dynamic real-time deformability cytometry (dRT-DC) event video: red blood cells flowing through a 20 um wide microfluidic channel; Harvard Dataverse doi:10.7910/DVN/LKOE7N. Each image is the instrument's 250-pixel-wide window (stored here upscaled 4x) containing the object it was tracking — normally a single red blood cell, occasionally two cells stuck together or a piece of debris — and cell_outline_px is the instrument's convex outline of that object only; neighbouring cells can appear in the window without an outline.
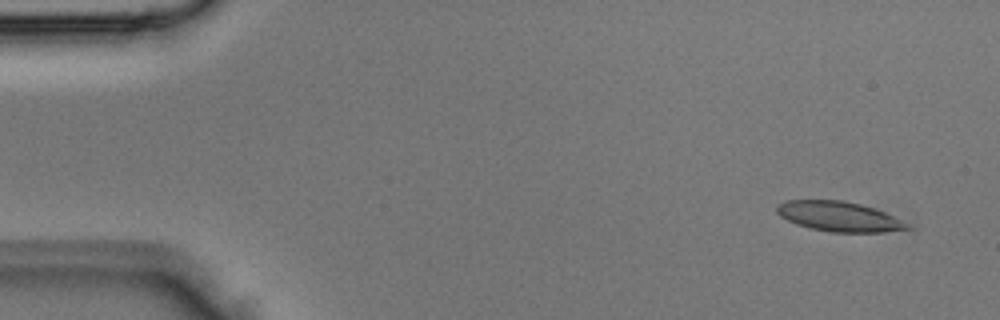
{"species": "Egyptian fruit bat (a non-hibernating species)", "species_latin": "Rousettus aegyptiacus", "temperature_condition": "room temperature", "stored_images_in_passage": 4, "camera_frame_rate_fps": 3000, "um_per_image_px": 0.085, "animal": {"sex": "male"}, "frame": {"image": 1, "passage_image": 1, "time_ms": 0.0, "image_size_px": [1000, 320], "cell_outline_px": [[912, 228], [884, 232], [832, 232], [808, 228], [796, 224], [780, 216], [776, 212], [776, 204], [784, 200], [844, 200], [860, 204], [884, 212], [908, 224]], "centroid_in_image_um": [71.25, 18.4], "position_along_channel_um": 13.8, "area_um2": 22.66}}
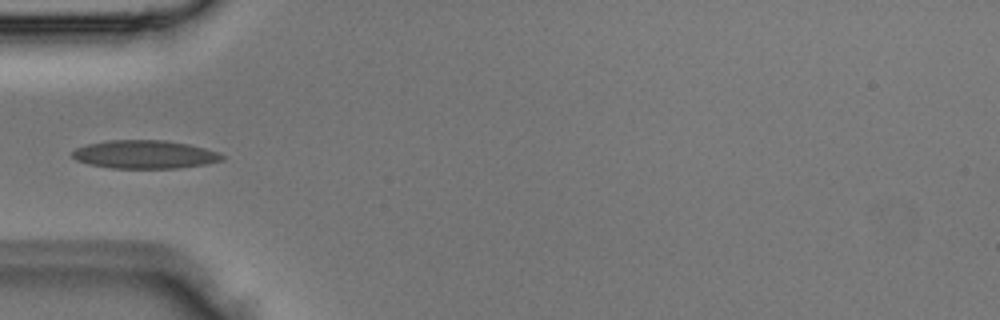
{"frame": {"image": 2, "passage_image": 4, "time_ms": 1.0, "image_size_px": [1000, 320], "cell_outline_px": [[224, 160], [204, 164], [176, 168], [112, 168], [88, 164], [76, 160], [72, 156], [72, 152], [76, 148], [88, 144], [104, 140], [164, 140], [188, 144], [220, 152], [224, 156]], "centroid_in_image_um": [12.29, 13.12], "position_along_channel_um": 72.7, "area_um2": 24.68}}